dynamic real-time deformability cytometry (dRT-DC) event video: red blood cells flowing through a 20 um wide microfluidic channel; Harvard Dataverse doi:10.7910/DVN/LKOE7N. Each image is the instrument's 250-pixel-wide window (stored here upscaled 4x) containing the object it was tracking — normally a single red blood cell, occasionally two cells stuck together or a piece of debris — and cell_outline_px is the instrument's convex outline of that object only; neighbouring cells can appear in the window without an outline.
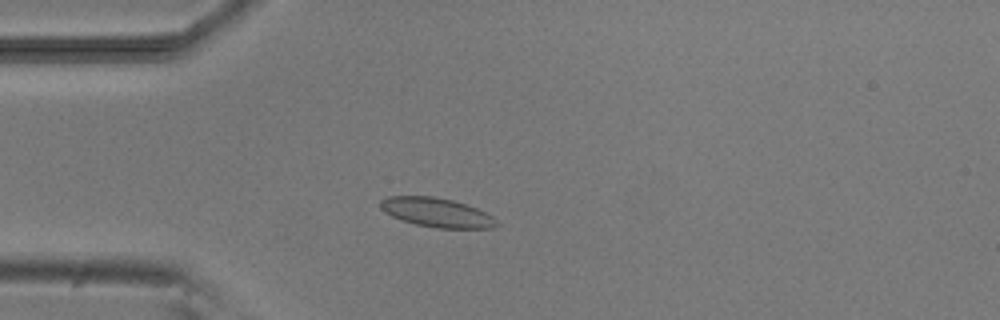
{"species": "common noctule bat (a hibernating species)", "species_latin": "Nyctalus noctula", "temperature_condition": "room temperature", "stored_images_in_passage": 4, "camera_frame_rate_fps": 3000, "um_per_image_px": 0.085, "animal": {"sex": "male", "body_mass_g": 20.5, "forearm_length_mm": 52.5}, "frame": {"image": 1, "passage_image": 4, "time_ms": 3.333, "image_size_px": [1000, 320], "cell_outline_px": [[500, 224], [492, 228], [436, 228], [416, 224], [400, 220], [384, 212], [380, 208], [380, 200], [388, 196], [432, 196], [452, 200], [476, 208], [492, 216]], "centroid_in_image_um": [37.09, 18.06], "position_along_channel_um": 47.9, "area_um2": 19.71}}